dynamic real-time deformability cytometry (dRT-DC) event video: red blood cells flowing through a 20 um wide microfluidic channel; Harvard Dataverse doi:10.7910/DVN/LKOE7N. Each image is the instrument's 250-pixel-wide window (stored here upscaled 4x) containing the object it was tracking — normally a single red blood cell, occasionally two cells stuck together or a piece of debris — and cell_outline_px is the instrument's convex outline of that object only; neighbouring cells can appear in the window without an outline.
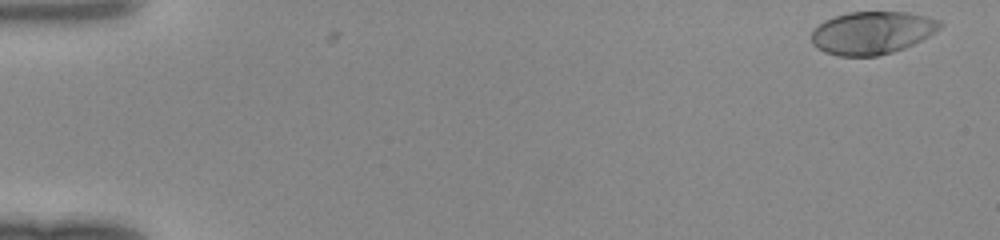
{"species": "human", "species_latin": "Homo sapiens", "temperature_condition": "room temperature", "stored_images_in_passage": 47, "camera_frame_rate_fps": 3000, "um_per_image_px": 0.085, "donor": {"sex": "female"}, "frame": {"image": 1, "passage_image": 1, "time_ms": 0.0, "image_size_px": [1000, 240], "cell_outline_px": [[944, 24], [940, 28], [928, 36], [904, 48], [892, 52], [876, 56], [836, 56], [824, 52], [816, 48], [812, 44], [812, 32], [824, 20], [848, 12], [908, 12], [940, 20]], "centroid_in_image_um": [74.11, 2.79], "position_along_channel_um": 10.9, "area_um2": 31.91}}
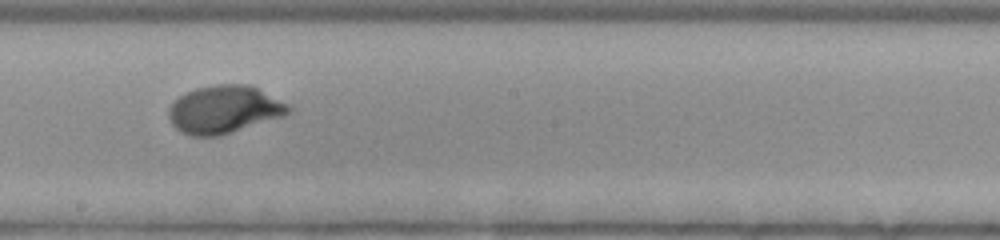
{"frame": {"image": 2, "passage_image": 27, "time_ms": 8.667, "image_size_px": [1000, 240], "cell_outline_px": [[292, 112], [284, 116], [220, 136], [192, 136], [180, 132], [172, 124], [168, 116], [168, 108], [180, 96], [196, 88], [216, 84], [248, 84], [288, 104], [292, 108]], "centroid_in_image_um": [19.05, 9.32], "position_along_channel_um": 229.1, "area_um2": 33.29}}
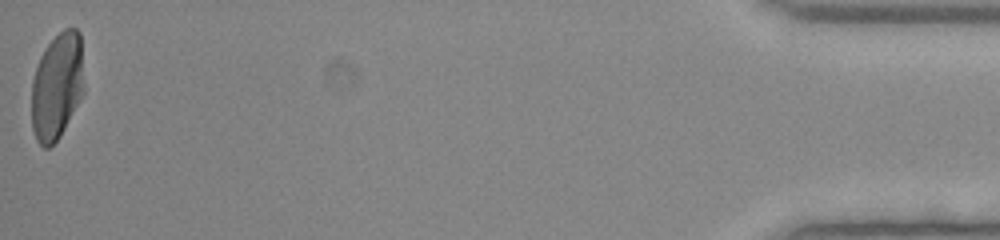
{"frame": {"image": 3, "passage_image": 47, "time_ms": 15.333, "image_size_px": [1000, 240], "cell_outline_px": [[84, 92], [80, 100], [60, 136], [48, 148], [44, 148], [36, 140], [32, 128], [32, 80], [40, 56], [44, 48], [64, 28], [76, 28], [80, 32], [84, 84]], "centroid_in_image_um": [4.85, 7.32], "position_along_channel_um": 430.3, "area_um2": 32.71}}